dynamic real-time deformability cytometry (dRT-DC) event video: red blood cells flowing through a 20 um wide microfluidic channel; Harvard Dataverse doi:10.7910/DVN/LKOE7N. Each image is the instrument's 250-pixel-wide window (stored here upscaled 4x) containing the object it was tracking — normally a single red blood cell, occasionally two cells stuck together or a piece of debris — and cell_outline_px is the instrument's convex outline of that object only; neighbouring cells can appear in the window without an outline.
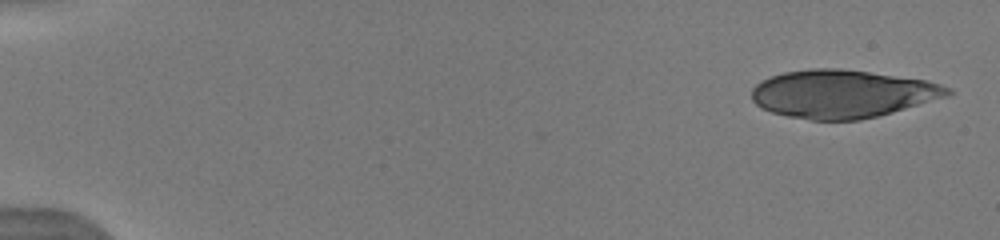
{"species": "human", "species_latin": "Homo sapiens", "temperature_condition": "warm", "stored_images_in_passage": 6, "camera_frame_rate_fps": 3000, "um_per_image_px": 0.085, "donor": {"sex": "male"}, "frame": {"image": 1, "passage_image": 1, "time_ms": 0.0, "image_size_px": [1000, 240], "cell_outline_px": [[952, 92], [948, 96], [892, 112], [860, 120], [812, 120], [788, 116], [772, 112], [760, 108], [752, 100], [752, 88], [760, 80], [784, 72], [812, 68], [840, 68], [924, 80], [940, 84], [952, 88]], "centroid_in_image_um": [71.57, 7.98], "position_along_channel_um": 13.4, "area_um2": 54.62}}
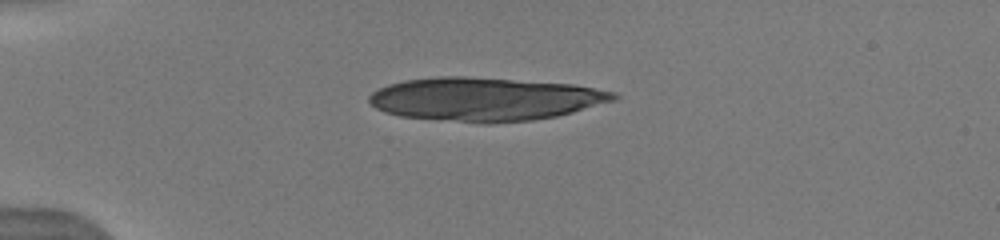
{"frame": {"image": 2, "passage_image": 5, "time_ms": 3.667, "image_size_px": [1000, 240], "cell_outline_px": [[620, 96], [616, 100], [572, 112], [556, 116], [532, 120], [488, 124], [400, 116], [384, 112], [376, 108], [368, 100], [368, 96], [372, 92], [388, 84], [404, 80], [436, 76], [464, 76], [572, 84], [616, 92]], "centroid_in_image_um": [41.21, 8.42], "position_along_channel_um": 43.8, "area_um2": 61.9}}